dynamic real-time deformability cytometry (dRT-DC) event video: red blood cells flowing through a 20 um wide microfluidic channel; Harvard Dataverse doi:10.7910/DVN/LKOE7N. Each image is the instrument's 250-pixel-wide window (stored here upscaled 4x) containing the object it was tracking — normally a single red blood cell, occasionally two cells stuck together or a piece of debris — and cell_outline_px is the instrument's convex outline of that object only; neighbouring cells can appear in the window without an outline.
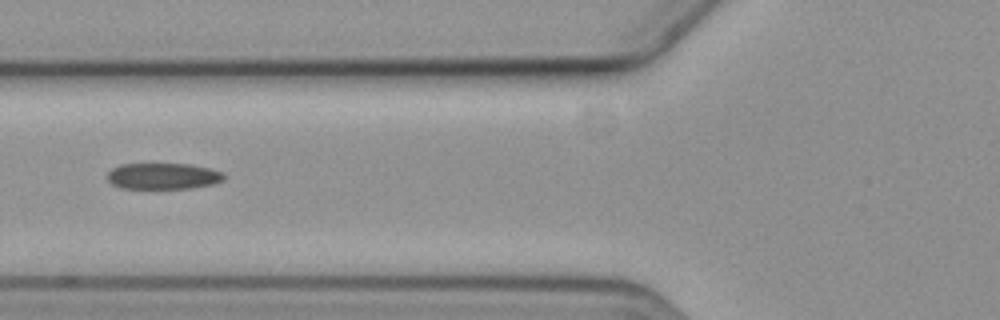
{"species": "common noctule bat (a hibernating species)", "species_latin": "Nyctalus noctula", "temperature_condition": "cold", "stored_images_in_passage": 14, "camera_frame_rate_fps": 3000, "um_per_image_px": 0.085, "animal": {"sex": "female", "body_mass_g": 19.3, "forearm_length_mm": 54.1}, "frame": {"image": 1, "passage_image": 5, "time_ms": 6.333, "image_size_px": [1000, 320], "cell_outline_px": [[224, 180], [212, 184], [192, 188], [120, 188], [112, 184], [108, 180], [108, 172], [112, 168], [120, 164], [192, 164], [212, 168], [224, 172]], "centroid_in_image_um": [13.89, 14.96], "position_along_channel_um": 111.9, "area_um2": 17.92}}
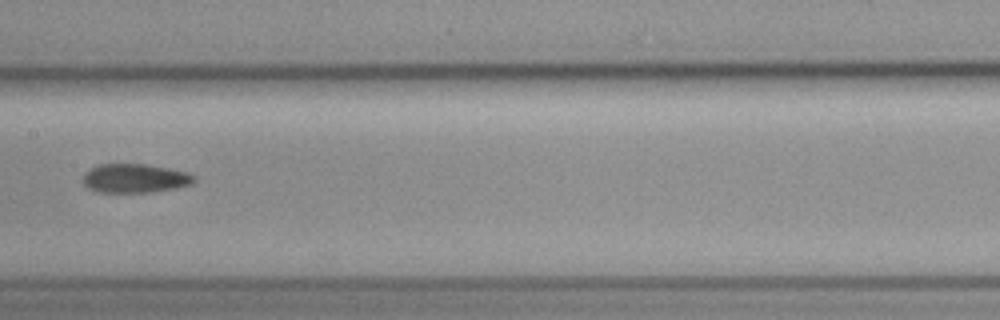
{"frame": {"image": 2, "passage_image": 7, "time_ms": 8.667, "image_size_px": [1000, 320], "cell_outline_px": [[196, 180], [192, 184], [172, 188], [144, 192], [96, 192], [88, 188], [84, 184], [84, 172], [88, 168], [100, 164], [144, 164], [168, 168], [188, 172], [196, 176]], "centroid_in_image_um": [11.44, 15.14], "position_along_channel_um": 196.0, "area_um2": 18.67}}
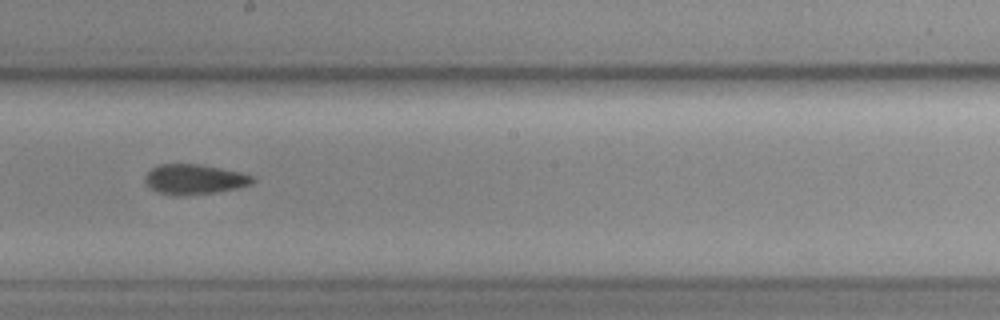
{"frame": {"image": 3, "passage_image": 8, "time_ms": 9.667, "image_size_px": [1000, 320], "cell_outline_px": [[256, 180], [252, 184], [236, 188], [212, 192], [176, 196], [156, 192], [144, 180], [144, 176], [152, 168], [160, 164], [200, 164], [240, 172], [252, 176]], "centroid_in_image_um": [16.51, 15.23], "position_along_channel_um": 231.7, "area_um2": 18.61}, "authors_computed_cell_mechanics": {"area_um2": 18.5538, "velocity_mm_per_s": 3.5747, "shape_relaxation_time_tau1_ms": 4.4221, "shape_relaxation_time_tau2_ms": null, "deformation_change_tau1": 0.1219, "deformation_change_tau2": null}}